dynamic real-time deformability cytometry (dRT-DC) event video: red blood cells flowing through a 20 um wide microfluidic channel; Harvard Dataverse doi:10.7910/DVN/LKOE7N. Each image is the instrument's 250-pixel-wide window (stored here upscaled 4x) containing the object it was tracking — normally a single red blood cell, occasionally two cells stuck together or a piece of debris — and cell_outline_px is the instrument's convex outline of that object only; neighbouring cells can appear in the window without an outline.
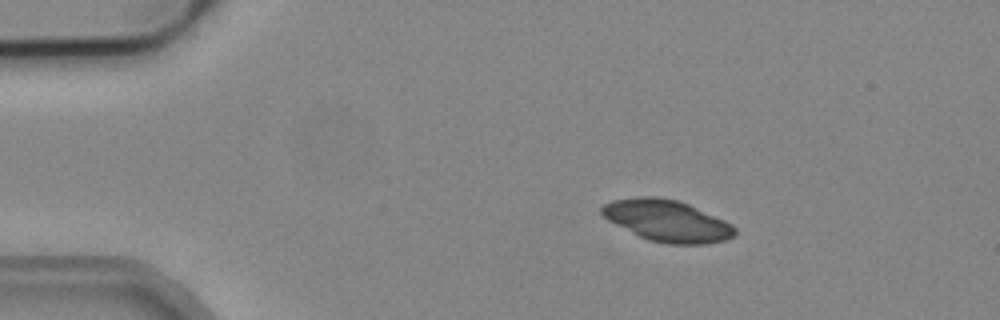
{"species": "common noctule bat (a hibernating species)", "species_latin": "Nyctalus noctula", "temperature_condition": "cold", "stored_images_in_passage": 3, "camera_frame_rate_fps": 3000, "um_per_image_px": 0.085, "animal": {"sex": "male", "body_mass_g": 19.2, "forearm_length_mm": 51.8}, "frame": {"image": 1, "passage_image": 1, "time_ms": 0.0, "image_size_px": [1000, 320], "cell_outline_px": [[736, 236], [728, 240], [704, 244], [668, 244], [648, 240], [608, 220], [600, 212], [600, 208], [604, 204], [612, 200], [636, 196], [656, 196], [676, 200], [688, 204], [724, 220], [732, 224], [736, 228]], "centroid_in_image_um": [56.72, 18.76], "position_along_channel_um": 28.3, "area_um2": 32.19}}